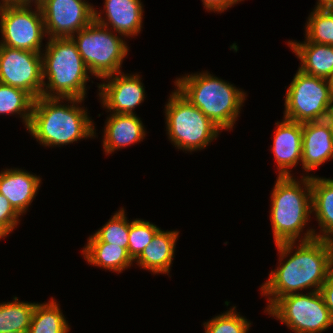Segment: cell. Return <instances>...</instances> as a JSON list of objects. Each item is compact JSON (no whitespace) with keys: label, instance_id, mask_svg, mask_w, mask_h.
Segmentation results:
<instances>
[{"label":"cell","instance_id":"1","mask_svg":"<svg viewBox=\"0 0 333 333\" xmlns=\"http://www.w3.org/2000/svg\"><path fill=\"white\" fill-rule=\"evenodd\" d=\"M275 245L279 254V264L260 285L261 296L267 297L268 300L264 313L285 295L299 291L303 293L304 289L310 292L320 291L328 275L333 271L331 241L315 238L298 243L282 242Z\"/></svg>","mask_w":333,"mask_h":333},{"label":"cell","instance_id":"2","mask_svg":"<svg viewBox=\"0 0 333 333\" xmlns=\"http://www.w3.org/2000/svg\"><path fill=\"white\" fill-rule=\"evenodd\" d=\"M84 100L44 96L35 99L28 133L44 147H61L96 138L94 121L87 107L81 105Z\"/></svg>","mask_w":333,"mask_h":333},{"label":"cell","instance_id":"3","mask_svg":"<svg viewBox=\"0 0 333 333\" xmlns=\"http://www.w3.org/2000/svg\"><path fill=\"white\" fill-rule=\"evenodd\" d=\"M300 178L277 176L273 186L269 217L275 244L315 239V229L303 232L312 214L311 177Z\"/></svg>","mask_w":333,"mask_h":333},{"label":"cell","instance_id":"4","mask_svg":"<svg viewBox=\"0 0 333 333\" xmlns=\"http://www.w3.org/2000/svg\"><path fill=\"white\" fill-rule=\"evenodd\" d=\"M175 88L221 130H233L241 107L248 95L233 84L210 74L200 73L177 77Z\"/></svg>","mask_w":333,"mask_h":333},{"label":"cell","instance_id":"5","mask_svg":"<svg viewBox=\"0 0 333 333\" xmlns=\"http://www.w3.org/2000/svg\"><path fill=\"white\" fill-rule=\"evenodd\" d=\"M47 40L41 52L44 82L42 96L85 99L86 85L92 75L83 62L76 43L71 37Z\"/></svg>","mask_w":333,"mask_h":333},{"label":"cell","instance_id":"6","mask_svg":"<svg viewBox=\"0 0 333 333\" xmlns=\"http://www.w3.org/2000/svg\"><path fill=\"white\" fill-rule=\"evenodd\" d=\"M164 113L168 139L176 149L183 152L191 153L207 148L222 132L176 88L165 104Z\"/></svg>","mask_w":333,"mask_h":333},{"label":"cell","instance_id":"7","mask_svg":"<svg viewBox=\"0 0 333 333\" xmlns=\"http://www.w3.org/2000/svg\"><path fill=\"white\" fill-rule=\"evenodd\" d=\"M71 38L88 71L95 78L102 80L122 72L123 61L129 52L124 36L93 20Z\"/></svg>","mask_w":333,"mask_h":333},{"label":"cell","instance_id":"8","mask_svg":"<svg viewBox=\"0 0 333 333\" xmlns=\"http://www.w3.org/2000/svg\"><path fill=\"white\" fill-rule=\"evenodd\" d=\"M265 313L294 333H322L333 326V319L320 291L285 295Z\"/></svg>","mask_w":333,"mask_h":333},{"label":"cell","instance_id":"9","mask_svg":"<svg viewBox=\"0 0 333 333\" xmlns=\"http://www.w3.org/2000/svg\"><path fill=\"white\" fill-rule=\"evenodd\" d=\"M283 118L305 123L325 120L332 105L327 79L297 70L284 99Z\"/></svg>","mask_w":333,"mask_h":333},{"label":"cell","instance_id":"10","mask_svg":"<svg viewBox=\"0 0 333 333\" xmlns=\"http://www.w3.org/2000/svg\"><path fill=\"white\" fill-rule=\"evenodd\" d=\"M0 33L1 46L41 53L47 37L38 3L0 6Z\"/></svg>","mask_w":333,"mask_h":333},{"label":"cell","instance_id":"11","mask_svg":"<svg viewBox=\"0 0 333 333\" xmlns=\"http://www.w3.org/2000/svg\"><path fill=\"white\" fill-rule=\"evenodd\" d=\"M0 83L22 89L34 99L41 97V53L0 45Z\"/></svg>","mask_w":333,"mask_h":333},{"label":"cell","instance_id":"12","mask_svg":"<svg viewBox=\"0 0 333 333\" xmlns=\"http://www.w3.org/2000/svg\"><path fill=\"white\" fill-rule=\"evenodd\" d=\"M47 38H69L94 20V5L80 0H38Z\"/></svg>","mask_w":333,"mask_h":333},{"label":"cell","instance_id":"13","mask_svg":"<svg viewBox=\"0 0 333 333\" xmlns=\"http://www.w3.org/2000/svg\"><path fill=\"white\" fill-rule=\"evenodd\" d=\"M141 79L138 73L124 72L103 78V83L97 84L102 107L114 114H135L134 108L140 106L146 98Z\"/></svg>","mask_w":333,"mask_h":333},{"label":"cell","instance_id":"14","mask_svg":"<svg viewBox=\"0 0 333 333\" xmlns=\"http://www.w3.org/2000/svg\"><path fill=\"white\" fill-rule=\"evenodd\" d=\"M103 10L94 9V20L115 33L134 38L142 31L144 6L141 0H105Z\"/></svg>","mask_w":333,"mask_h":333},{"label":"cell","instance_id":"15","mask_svg":"<svg viewBox=\"0 0 333 333\" xmlns=\"http://www.w3.org/2000/svg\"><path fill=\"white\" fill-rule=\"evenodd\" d=\"M332 159L333 130L330 122L325 119L302 123V168L305 176H313L309 172Z\"/></svg>","mask_w":333,"mask_h":333},{"label":"cell","instance_id":"16","mask_svg":"<svg viewBox=\"0 0 333 333\" xmlns=\"http://www.w3.org/2000/svg\"><path fill=\"white\" fill-rule=\"evenodd\" d=\"M275 126L271 151L276 161L277 176H293L292 169L300 163L302 165V123L283 118Z\"/></svg>","mask_w":333,"mask_h":333},{"label":"cell","instance_id":"17","mask_svg":"<svg viewBox=\"0 0 333 333\" xmlns=\"http://www.w3.org/2000/svg\"><path fill=\"white\" fill-rule=\"evenodd\" d=\"M40 176L25 169L6 168L0 171V193L21 215L27 213L41 186Z\"/></svg>","mask_w":333,"mask_h":333},{"label":"cell","instance_id":"18","mask_svg":"<svg viewBox=\"0 0 333 333\" xmlns=\"http://www.w3.org/2000/svg\"><path fill=\"white\" fill-rule=\"evenodd\" d=\"M146 129L137 114L110 113L103 128L102 147L106 155L145 139Z\"/></svg>","mask_w":333,"mask_h":333},{"label":"cell","instance_id":"19","mask_svg":"<svg viewBox=\"0 0 333 333\" xmlns=\"http://www.w3.org/2000/svg\"><path fill=\"white\" fill-rule=\"evenodd\" d=\"M179 234L178 230L160 229L134 263L136 262L141 269H146L154 275H170Z\"/></svg>","mask_w":333,"mask_h":333},{"label":"cell","instance_id":"20","mask_svg":"<svg viewBox=\"0 0 333 333\" xmlns=\"http://www.w3.org/2000/svg\"><path fill=\"white\" fill-rule=\"evenodd\" d=\"M287 44L300 60L298 69L302 72L324 79L333 74V46L295 40Z\"/></svg>","mask_w":333,"mask_h":333},{"label":"cell","instance_id":"21","mask_svg":"<svg viewBox=\"0 0 333 333\" xmlns=\"http://www.w3.org/2000/svg\"><path fill=\"white\" fill-rule=\"evenodd\" d=\"M312 214L320 227L316 239L333 242V179L311 176Z\"/></svg>","mask_w":333,"mask_h":333},{"label":"cell","instance_id":"22","mask_svg":"<svg viewBox=\"0 0 333 333\" xmlns=\"http://www.w3.org/2000/svg\"><path fill=\"white\" fill-rule=\"evenodd\" d=\"M82 255L89 265L117 272V274L133 266L134 262L125 248L101 242L94 234L87 239Z\"/></svg>","mask_w":333,"mask_h":333},{"label":"cell","instance_id":"23","mask_svg":"<svg viewBox=\"0 0 333 333\" xmlns=\"http://www.w3.org/2000/svg\"><path fill=\"white\" fill-rule=\"evenodd\" d=\"M70 329L60 304L53 297L48 302L36 303L28 333H69Z\"/></svg>","mask_w":333,"mask_h":333},{"label":"cell","instance_id":"24","mask_svg":"<svg viewBox=\"0 0 333 333\" xmlns=\"http://www.w3.org/2000/svg\"><path fill=\"white\" fill-rule=\"evenodd\" d=\"M36 302H24L13 297L10 302H0V333H28Z\"/></svg>","mask_w":333,"mask_h":333},{"label":"cell","instance_id":"25","mask_svg":"<svg viewBox=\"0 0 333 333\" xmlns=\"http://www.w3.org/2000/svg\"><path fill=\"white\" fill-rule=\"evenodd\" d=\"M34 100L28 92L0 83V115H20L26 129L31 121Z\"/></svg>","mask_w":333,"mask_h":333},{"label":"cell","instance_id":"26","mask_svg":"<svg viewBox=\"0 0 333 333\" xmlns=\"http://www.w3.org/2000/svg\"><path fill=\"white\" fill-rule=\"evenodd\" d=\"M305 40L333 46V9L314 8L305 23Z\"/></svg>","mask_w":333,"mask_h":333},{"label":"cell","instance_id":"27","mask_svg":"<svg viewBox=\"0 0 333 333\" xmlns=\"http://www.w3.org/2000/svg\"><path fill=\"white\" fill-rule=\"evenodd\" d=\"M122 207L113 216L93 233L101 242L111 243L128 249L130 222Z\"/></svg>","mask_w":333,"mask_h":333},{"label":"cell","instance_id":"28","mask_svg":"<svg viewBox=\"0 0 333 333\" xmlns=\"http://www.w3.org/2000/svg\"><path fill=\"white\" fill-rule=\"evenodd\" d=\"M236 310L233 306L204 322V333H248L252 323Z\"/></svg>","mask_w":333,"mask_h":333},{"label":"cell","instance_id":"29","mask_svg":"<svg viewBox=\"0 0 333 333\" xmlns=\"http://www.w3.org/2000/svg\"><path fill=\"white\" fill-rule=\"evenodd\" d=\"M154 223L140 218L130 220L128 254L135 261L144 248L152 241L154 235L160 230Z\"/></svg>","mask_w":333,"mask_h":333},{"label":"cell","instance_id":"30","mask_svg":"<svg viewBox=\"0 0 333 333\" xmlns=\"http://www.w3.org/2000/svg\"><path fill=\"white\" fill-rule=\"evenodd\" d=\"M21 215L13 208L7 198L0 193V223L10 232L17 228L20 223Z\"/></svg>","mask_w":333,"mask_h":333},{"label":"cell","instance_id":"31","mask_svg":"<svg viewBox=\"0 0 333 333\" xmlns=\"http://www.w3.org/2000/svg\"><path fill=\"white\" fill-rule=\"evenodd\" d=\"M204 8L209 12L223 13L228 8L239 4L244 0H201Z\"/></svg>","mask_w":333,"mask_h":333},{"label":"cell","instance_id":"32","mask_svg":"<svg viewBox=\"0 0 333 333\" xmlns=\"http://www.w3.org/2000/svg\"><path fill=\"white\" fill-rule=\"evenodd\" d=\"M320 292L333 319V271L328 275L327 280L321 286Z\"/></svg>","mask_w":333,"mask_h":333},{"label":"cell","instance_id":"33","mask_svg":"<svg viewBox=\"0 0 333 333\" xmlns=\"http://www.w3.org/2000/svg\"><path fill=\"white\" fill-rule=\"evenodd\" d=\"M38 0H0V6L2 5H15V4H29L35 3Z\"/></svg>","mask_w":333,"mask_h":333},{"label":"cell","instance_id":"34","mask_svg":"<svg viewBox=\"0 0 333 333\" xmlns=\"http://www.w3.org/2000/svg\"><path fill=\"white\" fill-rule=\"evenodd\" d=\"M316 9H333V0H317Z\"/></svg>","mask_w":333,"mask_h":333},{"label":"cell","instance_id":"35","mask_svg":"<svg viewBox=\"0 0 333 333\" xmlns=\"http://www.w3.org/2000/svg\"><path fill=\"white\" fill-rule=\"evenodd\" d=\"M11 232L2 224L0 223V240L2 238H6Z\"/></svg>","mask_w":333,"mask_h":333},{"label":"cell","instance_id":"36","mask_svg":"<svg viewBox=\"0 0 333 333\" xmlns=\"http://www.w3.org/2000/svg\"><path fill=\"white\" fill-rule=\"evenodd\" d=\"M327 80H328V83H329L331 100L333 102V74Z\"/></svg>","mask_w":333,"mask_h":333},{"label":"cell","instance_id":"37","mask_svg":"<svg viewBox=\"0 0 333 333\" xmlns=\"http://www.w3.org/2000/svg\"><path fill=\"white\" fill-rule=\"evenodd\" d=\"M327 120L330 122L332 130H333V103H332L331 108L329 110Z\"/></svg>","mask_w":333,"mask_h":333},{"label":"cell","instance_id":"38","mask_svg":"<svg viewBox=\"0 0 333 333\" xmlns=\"http://www.w3.org/2000/svg\"><path fill=\"white\" fill-rule=\"evenodd\" d=\"M7 333H24V332H7Z\"/></svg>","mask_w":333,"mask_h":333}]
</instances>
